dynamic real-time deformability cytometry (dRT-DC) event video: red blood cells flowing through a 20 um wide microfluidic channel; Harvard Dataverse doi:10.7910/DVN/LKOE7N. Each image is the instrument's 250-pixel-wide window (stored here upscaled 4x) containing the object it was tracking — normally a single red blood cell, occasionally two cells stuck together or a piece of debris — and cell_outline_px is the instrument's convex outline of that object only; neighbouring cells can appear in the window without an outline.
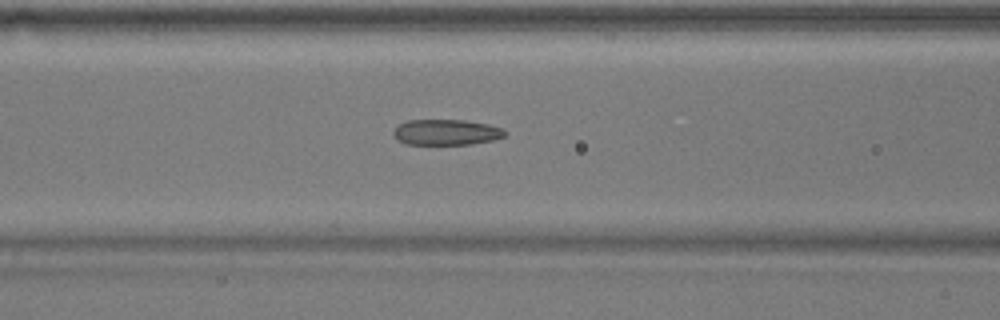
{"species": "common noctule bat (a hibernating species)", "species_latin": "Nyctalus noctula", "temperature_condition": "warm", "stored_images_in_passage": 43, "camera_frame_rate_fps": 3000, "um_per_image_px": 0.085, "animal": {"sex": "male", "body_mass_g": 17.9}, "frame": {"image": 1, "passage_image": 11, "time_ms": 3.333, "image_size_px": [1000, 320], "cell_outline_px": [[508, 132], [504, 136], [492, 140], [472, 144], [408, 144], [396, 140], [392, 132], [400, 124], [408, 120], [464, 120], [488, 124], [504, 128]], "centroid_in_image_um": [37.95, 11.24], "position_along_channel_um": 128.6, "area_um2": 16.7}}
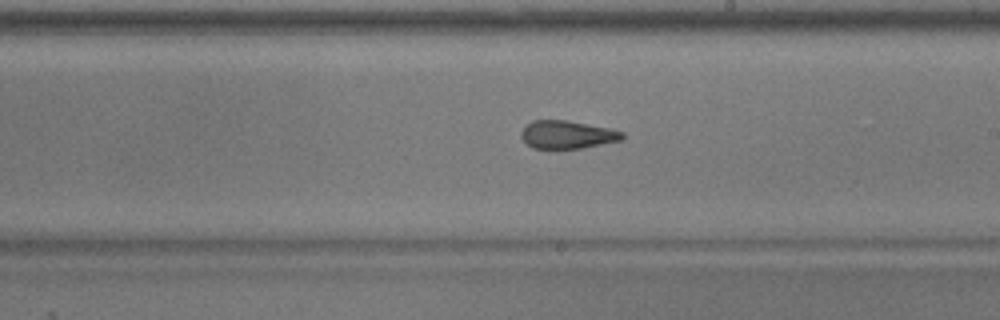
{"frame": {"image": 2, "passage_image": 20, "time_ms": 6.333, "image_size_px": [1000, 320], "cell_outline_px": [[624, 140], [580, 148], [532, 148], [520, 136], [520, 132], [532, 120], [568, 120], [612, 128], [624, 132]], "centroid_in_image_um": [48.26, 11.43], "position_along_channel_um": 240.7, "area_um2": 16.59}}
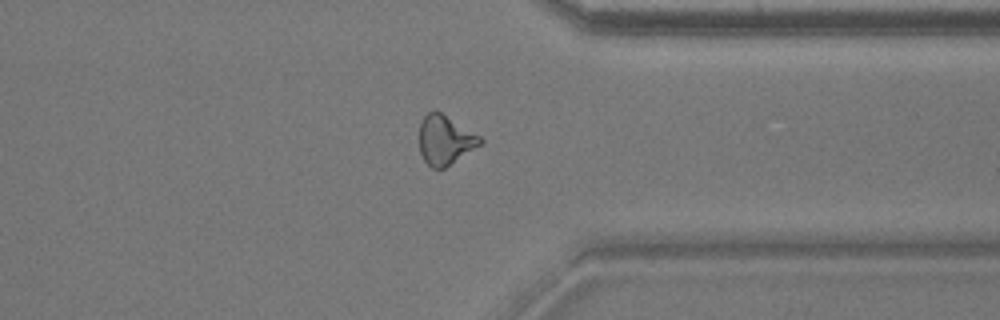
{"frame": {"image": 3, "passage_image": 31, "time_ms": 10.0, "image_size_px": [1000, 320], "cell_outline_px": [[484, 140], [480, 144], [440, 172], [432, 168], [424, 160], [420, 152], [420, 124], [424, 116], [428, 112], [436, 108], [480, 136]], "centroid_in_image_um": [37.81, 11.9], "position_along_channel_um": 373.6, "area_um2": 17.69}, "authors_computed_cell_mechanics": {"area_um2": 17.4556, "velocity_mm_per_s": 3.7388, "shape_relaxation_time_tau1_ms": null, "shape_relaxation_time_tau2_ms": 1.8935, "deformation_change_tau1": null, "deformation_change_tau2": 0.1079}}